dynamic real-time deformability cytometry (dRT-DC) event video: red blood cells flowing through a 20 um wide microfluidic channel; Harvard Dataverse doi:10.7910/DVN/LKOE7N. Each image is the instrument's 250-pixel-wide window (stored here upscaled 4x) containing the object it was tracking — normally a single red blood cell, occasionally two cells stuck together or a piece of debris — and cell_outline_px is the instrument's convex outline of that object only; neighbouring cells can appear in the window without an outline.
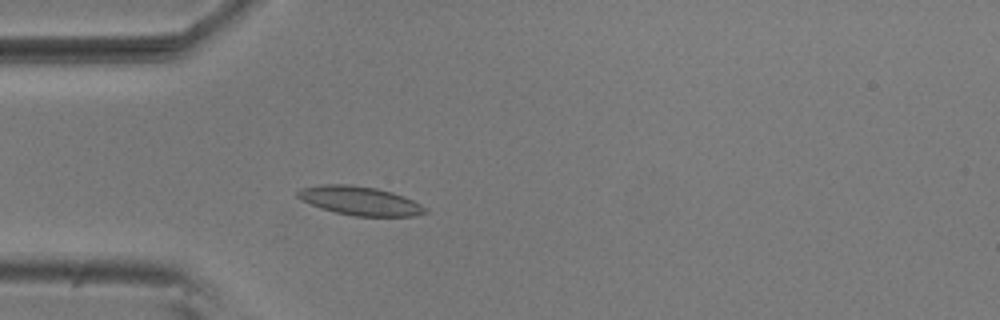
{"species": "common noctule bat (a hibernating species)", "species_latin": "Nyctalus noctula", "temperature_condition": "room temperature", "stored_images_in_passage": 6, "camera_frame_rate_fps": 3000, "um_per_image_px": 0.085, "animal": {"sex": "male", "body_mass_g": 20.5, "forearm_length_mm": 52.5}, "frame": {"image": 1, "passage_image": 6, "time_ms": 1.667, "image_size_px": [1000, 320], "cell_outline_px": [[428, 212], [416, 216], [356, 216], [336, 212], [320, 208], [300, 200], [296, 196], [296, 192], [300, 188], [320, 184], [344, 184], [376, 188], [392, 192], [404, 196], [428, 208]], "centroid_in_image_um": [30.57, 17.06], "position_along_channel_um": 54.4, "area_um2": 21.5}}